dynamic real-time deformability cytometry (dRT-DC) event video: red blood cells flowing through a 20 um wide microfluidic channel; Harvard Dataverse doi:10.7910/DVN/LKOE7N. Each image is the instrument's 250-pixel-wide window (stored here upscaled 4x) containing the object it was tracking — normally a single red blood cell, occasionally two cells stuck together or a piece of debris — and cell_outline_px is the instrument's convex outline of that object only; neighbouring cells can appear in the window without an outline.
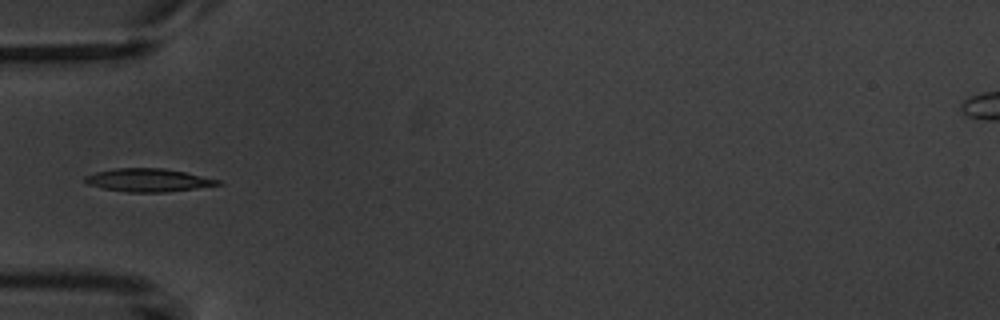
{"species": "common noctule bat (a hibernating species)", "species_latin": "Nyctalus noctula", "temperature_condition": "warm", "stored_images_in_passage": 9, "camera_frame_rate_fps": 3000, "um_per_image_px": 0.085, "animal": {"sex": "male", "body_mass_g": 20.1, "forearm_length_mm": 53.5}, "frame": {"image": 1, "passage_image": 6, "time_ms": 6.0, "image_size_px": [1000, 320], "cell_outline_px": [[224, 184], [196, 188], [164, 192], [128, 192], [104, 188], [88, 184], [84, 180], [84, 176], [96, 172], [116, 168], [164, 168], [184, 172], [220, 180]], "centroid_in_image_um": [12.6, 15.31], "position_along_channel_um": 72.4, "area_um2": 17.69}}
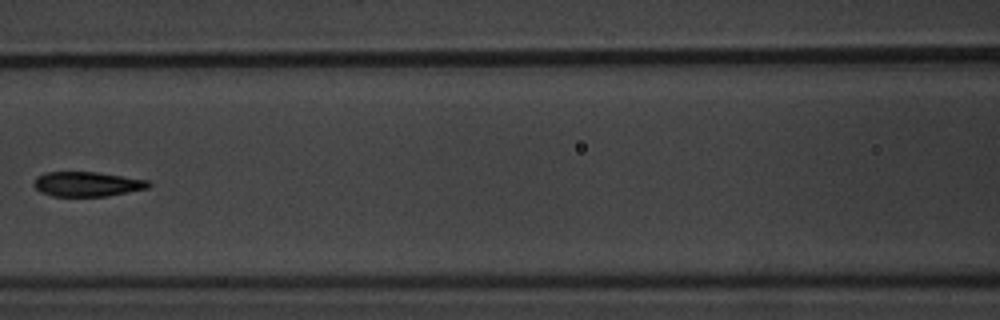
{"frame": {"image": 2, "passage_image": 8, "time_ms": 8.333, "image_size_px": [1000, 320], "cell_outline_px": [[152, 184], [148, 188], [108, 196], [52, 196], [40, 192], [32, 184], [36, 176], [44, 172], [96, 172], [148, 180]], "centroid_in_image_um": [7.37, 15.64], "position_along_channel_um": 159.2, "area_um2": 16.59}}
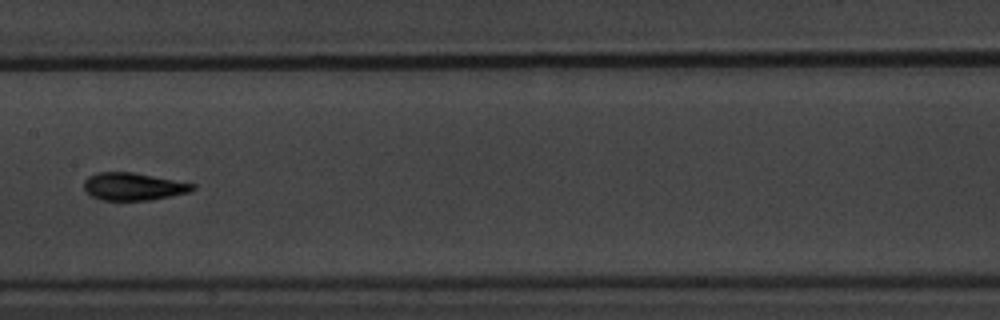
{"frame": {"image": 3, "passage_image": 9, "time_ms": 9.333, "image_size_px": [1000, 320], "cell_outline_px": [[196, 188], [192, 192], [152, 200], [100, 200], [92, 196], [84, 188], [84, 180], [88, 176], [96, 172], [132, 172], [196, 184]], "centroid_in_image_um": [11.36, 15.86], "position_along_channel_um": 196.0, "area_um2": 17.57}}